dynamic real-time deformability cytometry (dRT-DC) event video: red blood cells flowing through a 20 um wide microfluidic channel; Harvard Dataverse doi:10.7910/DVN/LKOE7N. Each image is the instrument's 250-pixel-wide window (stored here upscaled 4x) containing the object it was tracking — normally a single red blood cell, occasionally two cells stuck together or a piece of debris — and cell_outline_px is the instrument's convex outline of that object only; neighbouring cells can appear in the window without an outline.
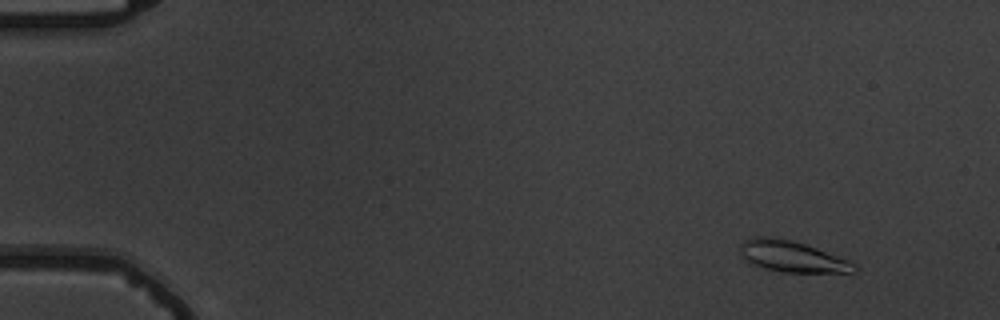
{"species": "common noctule bat (a hibernating species)", "species_latin": "Nyctalus noctula", "temperature_condition": "warm", "stored_images_in_passage": 8, "camera_frame_rate_fps": 3000, "um_per_image_px": 0.085, "animal": {"sex": "male", "body_mass_g": 19.5, "forearm_length_mm": 54.6}, "frame": {"image": 1, "passage_image": 2, "time_ms": 1.333, "image_size_px": [1000, 320], "cell_outline_px": [[860, 268], [856, 272], [784, 272], [764, 268], [748, 264], [740, 256], [740, 244], [744, 240], [756, 236], [772, 236], [792, 240], [816, 248], [848, 260], [856, 264]], "centroid_in_image_um": [67.27, 21.8], "position_along_channel_um": 17.7, "area_um2": 20.92}}
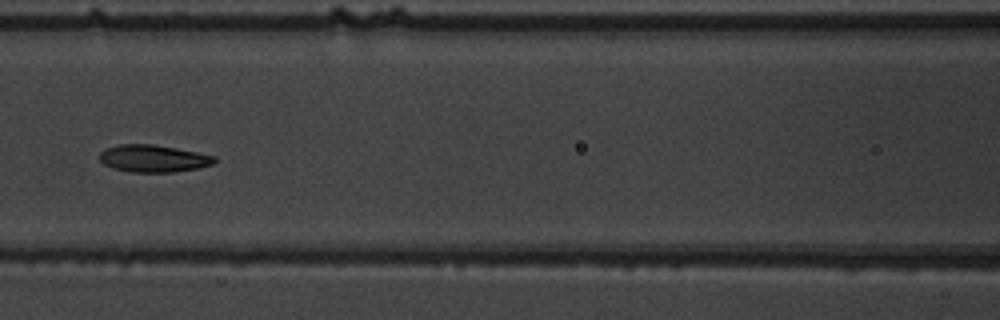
{"frame": {"image": 2, "passage_image": 8, "time_ms": 8.333, "image_size_px": [1000, 320], "cell_outline_px": [[216, 160], [212, 164], [196, 168], [172, 172], [132, 172], [112, 168], [104, 164], [100, 160], [100, 152], [104, 148], [120, 144], [152, 144], [176, 148], [216, 156]], "centroid_in_image_um": [13.0, 13.46], "position_along_channel_um": 153.6, "area_um2": 18.15}}